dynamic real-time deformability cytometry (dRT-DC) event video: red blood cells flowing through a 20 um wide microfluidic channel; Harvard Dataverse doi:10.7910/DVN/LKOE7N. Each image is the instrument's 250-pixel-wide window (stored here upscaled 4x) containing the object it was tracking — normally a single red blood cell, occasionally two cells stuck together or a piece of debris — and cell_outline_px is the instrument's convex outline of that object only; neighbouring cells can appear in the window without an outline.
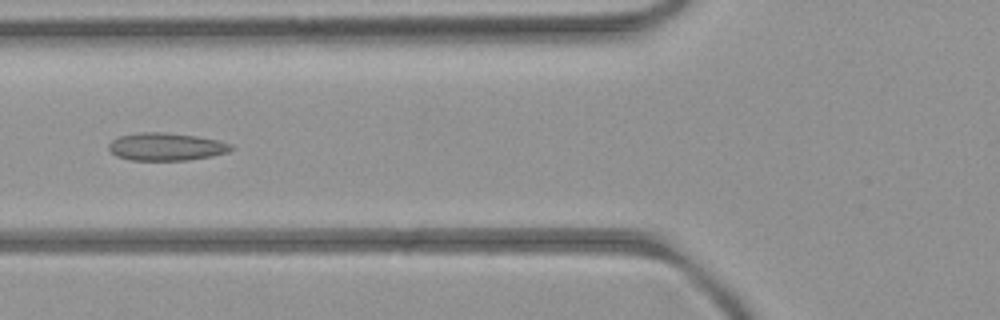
{"species": "common noctule bat (a hibernating species)", "species_latin": "Nyctalus noctula", "temperature_condition": "room temperature", "stored_images_in_passage": 5, "camera_frame_rate_fps": 3000, "um_per_image_px": 0.085, "animal": {"sex": "female", "body_mass_g": 21.9}, "frame": {"image": 1, "passage_image": 5, "time_ms": 5.333, "image_size_px": [1000, 320], "cell_outline_px": [[236, 148], [228, 152], [212, 156], [188, 160], [132, 160], [116, 156], [108, 148], [108, 144], [112, 140], [120, 136], [140, 132], [160, 132], [196, 136], [216, 140], [232, 144]], "centroid_in_image_um": [14.14, 12.47], "position_along_channel_um": 111.7, "area_um2": 19.71}}